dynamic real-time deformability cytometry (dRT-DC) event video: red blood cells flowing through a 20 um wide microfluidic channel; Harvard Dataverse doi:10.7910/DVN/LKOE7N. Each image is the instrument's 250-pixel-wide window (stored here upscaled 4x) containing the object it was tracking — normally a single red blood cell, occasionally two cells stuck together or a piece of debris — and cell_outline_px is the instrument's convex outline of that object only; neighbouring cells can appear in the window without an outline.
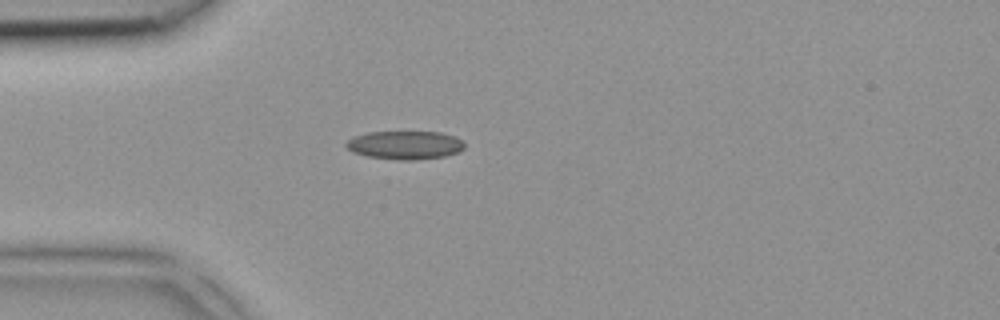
{"species": "common noctule bat (a hibernating species)", "species_latin": "Nyctalus noctula", "temperature_condition": "room temperature", "stored_images_in_passage": 1, "camera_frame_rate_fps": 3000, "um_per_image_px": 0.085, "animal": {"sex": "female", "body_mass_g": 18.4}, "frame": {"image": 1, "passage_image": 1, "time_ms": 0.0, "image_size_px": [1000, 320], "cell_outline_px": [[464, 148], [460, 152], [444, 156], [412, 160], [400, 160], [368, 156], [352, 152], [344, 144], [348, 140], [356, 136], [368, 132], [440, 132], [452, 136], [460, 140], [464, 144]], "centroid_in_image_um": [34.42, 12.33], "position_along_channel_um": 50.6, "area_um2": 19.36}}